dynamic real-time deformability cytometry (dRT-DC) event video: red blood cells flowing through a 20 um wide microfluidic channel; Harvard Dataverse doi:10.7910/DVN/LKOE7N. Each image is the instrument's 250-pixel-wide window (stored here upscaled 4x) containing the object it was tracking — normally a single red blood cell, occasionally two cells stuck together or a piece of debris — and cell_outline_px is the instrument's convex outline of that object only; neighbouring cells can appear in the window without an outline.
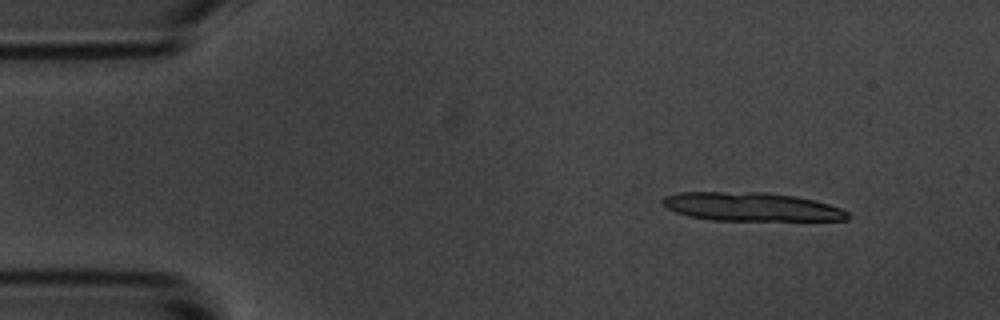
{"species": "common noctule bat (a hibernating species)", "species_latin": "Nyctalus noctula", "temperature_condition": "room temperature", "stored_images_in_passage": 5, "camera_frame_rate_fps": 3000, "um_per_image_px": 0.085, "animal": {"sex": "male", "body_mass_g": 20.1, "forearm_length_mm": 53.5}, "frame": {"image": 1, "passage_image": 1, "time_ms": 0.0, "image_size_px": [1000, 320], "cell_outline_px": [[852, 216], [848, 220], [712, 220], [688, 216], [676, 212], [668, 208], [660, 200], [664, 196], [680, 192], [768, 192], [796, 196], [828, 204], [840, 208], [848, 212]], "centroid_in_image_um": [63.87, 17.57], "position_along_channel_um": 21.1, "area_um2": 30.87}}